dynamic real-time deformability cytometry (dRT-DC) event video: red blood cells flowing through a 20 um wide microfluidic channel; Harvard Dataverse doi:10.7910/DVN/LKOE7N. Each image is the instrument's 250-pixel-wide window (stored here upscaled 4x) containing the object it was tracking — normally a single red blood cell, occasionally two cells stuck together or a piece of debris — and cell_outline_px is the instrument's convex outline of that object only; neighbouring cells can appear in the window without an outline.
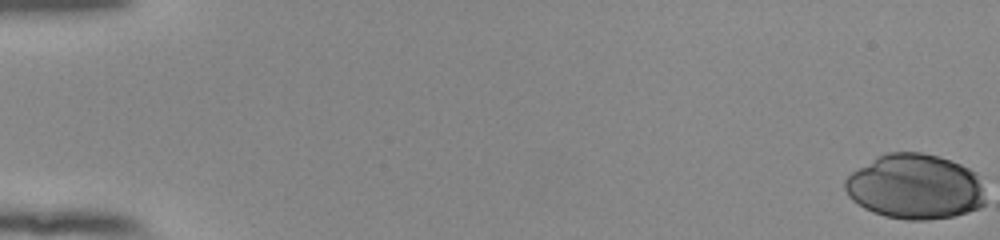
{"species": "human", "species_latin": "Homo sapiens", "temperature_condition": "room temperature", "stored_images_in_passage": 55, "camera_frame_rate_fps": 3000, "um_per_image_px": 0.085, "donor": {"sex": "female"}, "frame": {"image": 1, "passage_image": 1, "time_ms": 0.0, "image_size_px": [1000, 240], "cell_outline_px": [[984, 204], [980, 208], [956, 216], [928, 220], [908, 220], [884, 216], [872, 212], [864, 208], [852, 200], [848, 196], [844, 188], [844, 180], [852, 172], [880, 156], [888, 152], [920, 152], [936, 156], [960, 164], [976, 172], [980, 184], [984, 200]], "centroid_in_image_um": [77.77, 15.89], "position_along_channel_um": 7.2, "area_um2": 53.0}}
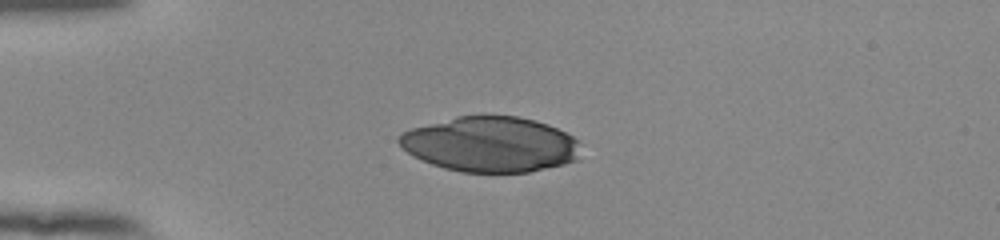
{"frame": {"image": 2, "passage_image": 16, "time_ms": 5.0, "image_size_px": [1000, 240], "cell_outline_px": [[576, 160], [564, 164], [528, 172], [460, 172], [444, 168], [432, 164], [412, 156], [396, 140], [404, 132], [412, 128], [456, 116], [516, 116], [536, 120], [548, 124], [572, 136], [576, 140]], "centroid_in_image_um": [41.65, 12.27], "position_along_channel_um": 43.4, "area_um2": 57.92}}